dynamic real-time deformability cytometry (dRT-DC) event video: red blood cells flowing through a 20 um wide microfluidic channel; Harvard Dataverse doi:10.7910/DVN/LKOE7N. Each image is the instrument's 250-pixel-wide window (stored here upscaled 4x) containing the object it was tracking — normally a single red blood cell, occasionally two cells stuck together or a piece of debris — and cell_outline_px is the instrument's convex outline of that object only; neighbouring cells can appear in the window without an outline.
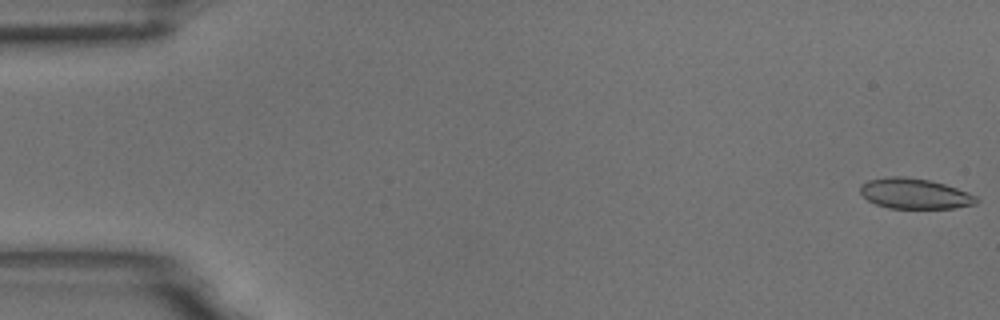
{"species": "common noctule bat (a hibernating species)", "species_latin": "Nyctalus noctula", "temperature_condition": "room temperature", "stored_images_in_passage": 6, "camera_frame_rate_fps": 3000, "um_per_image_px": 0.085, "animal": {"sex": "male", "body_mass_g": 18.8}, "frame": {"image": 1, "passage_image": 1, "time_ms": 0.0, "image_size_px": [1000, 320], "cell_outline_px": [[980, 200], [976, 204], [956, 208], [888, 208], [876, 204], [868, 200], [860, 192], [860, 184], [868, 180], [888, 176], [904, 176], [928, 180], [944, 184], [968, 192], [976, 196]], "centroid_in_image_um": [77.75, 16.46], "position_along_channel_um": 7.3, "area_um2": 20.63}}
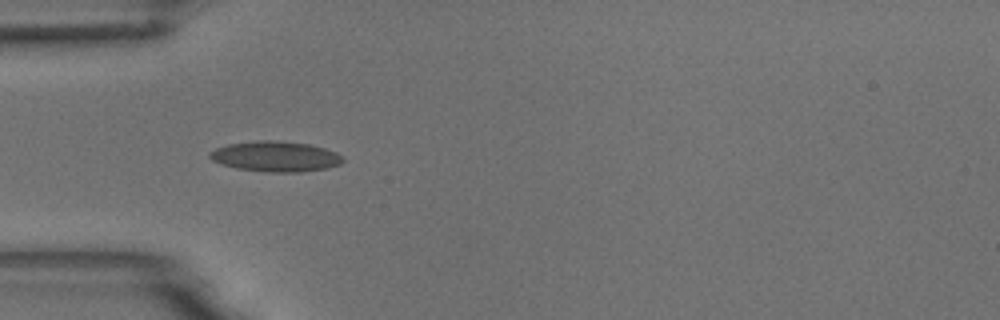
{"frame": {"image": 2, "passage_image": 5, "time_ms": 1.333, "image_size_px": [1000, 320], "cell_outline_px": [[344, 160], [340, 164], [328, 168], [300, 172], [264, 172], [236, 168], [220, 164], [212, 160], [208, 156], [208, 152], [216, 148], [228, 144], [264, 140], [268, 140], [308, 144], [324, 148], [336, 152], [344, 156]], "centroid_in_image_um": [23.41, 13.31], "position_along_channel_um": 61.6, "area_um2": 23.58}}